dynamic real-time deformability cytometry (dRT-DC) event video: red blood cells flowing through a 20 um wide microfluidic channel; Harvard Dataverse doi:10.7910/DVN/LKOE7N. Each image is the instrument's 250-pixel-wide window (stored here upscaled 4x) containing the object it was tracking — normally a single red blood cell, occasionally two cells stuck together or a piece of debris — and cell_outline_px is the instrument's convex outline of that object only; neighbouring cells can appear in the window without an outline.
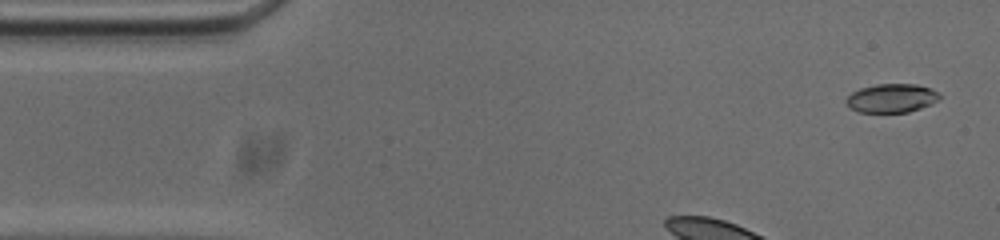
{"species": "common noctule bat (a hibernating species)", "species_latin": "Nyctalus noctula", "temperature_condition": "cold", "stored_images_in_passage": 38, "camera_frame_rate_fps": 3000, "um_per_image_px": 0.085, "animal": {"sex": "male", "body_mass_g": 20.0, "forearm_length_mm": 53.3}, "frame": {"image": 1, "passage_image": 2, "time_ms": 0.333, "image_size_px": [1000, 240], "cell_outline_px": [[940, 96], [936, 100], [920, 108], [908, 112], [860, 112], [852, 108], [844, 100], [852, 92], [860, 88], [876, 84], [916, 84], [932, 88], [940, 92]], "centroid_in_image_um": [75.79, 8.32], "position_along_channel_um": 9.2, "area_um2": 15.49}}
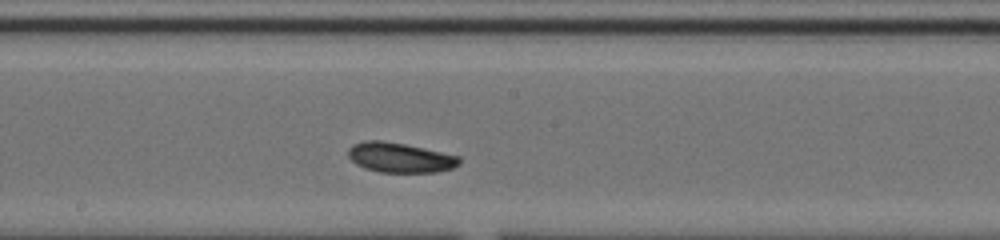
{"frame": {"image": 2, "passage_image": 22, "time_ms": 7.0, "image_size_px": [1000, 240], "cell_outline_px": [[460, 164], [452, 168], [436, 172], [380, 172], [364, 168], [356, 164], [348, 156], [348, 148], [352, 144], [364, 140], [380, 140], [404, 144], [424, 148], [460, 156]], "centroid_in_image_um": [33.98, 13.39], "position_along_channel_um": 214.2, "area_um2": 19.36}}
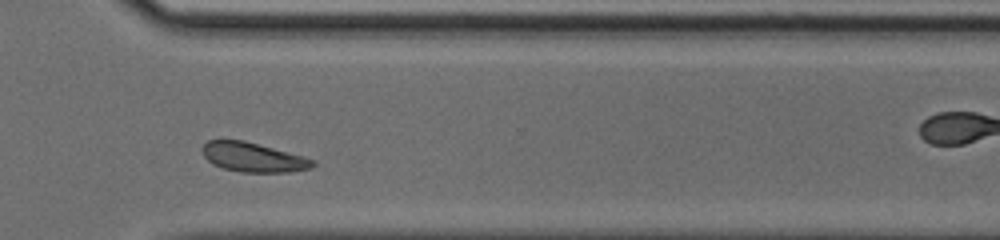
{"frame": {"image": 3, "passage_image": 33, "time_ms": 10.667, "image_size_px": [1000, 240], "cell_outline_px": [[316, 164], [312, 168], [292, 172], [240, 172], [224, 168], [212, 164], [204, 156], [200, 148], [208, 140], [220, 136], [244, 140], [316, 160]], "centroid_in_image_um": [21.45, 13.33], "position_along_channel_um": 349.2, "area_um2": 19.42}}